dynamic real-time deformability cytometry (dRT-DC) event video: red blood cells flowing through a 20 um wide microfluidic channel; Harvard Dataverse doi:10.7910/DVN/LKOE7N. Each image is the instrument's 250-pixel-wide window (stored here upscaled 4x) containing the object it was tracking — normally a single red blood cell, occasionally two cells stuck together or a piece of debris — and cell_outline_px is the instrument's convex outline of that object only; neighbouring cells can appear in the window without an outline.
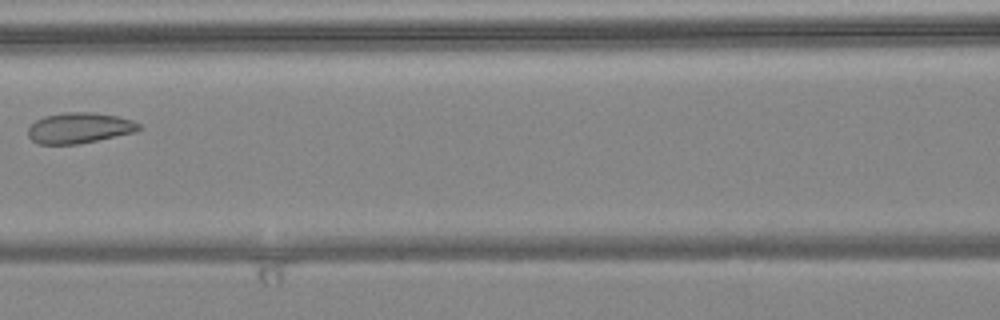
{"species": "common noctule bat (a hibernating species)", "species_latin": "Nyctalus noctula", "temperature_condition": "warm", "stored_images_in_passage": 8, "camera_frame_rate_fps": 3000, "um_per_image_px": 0.085, "animal": {"sex": "female", "body_mass_g": 24.6, "forearm_length_mm": 56.2}, "frame": {"image": 1, "passage_image": 7, "time_ms": 2.0, "image_size_px": [1000, 320], "cell_outline_px": [[144, 128], [136, 132], [76, 144], [40, 144], [32, 140], [28, 136], [28, 128], [36, 120], [44, 116], [64, 112], [92, 112], [116, 116], [132, 120], [140, 124]], "centroid_in_image_um": [6.76, 10.87], "position_along_channel_um": 159.8, "area_um2": 19.77}}
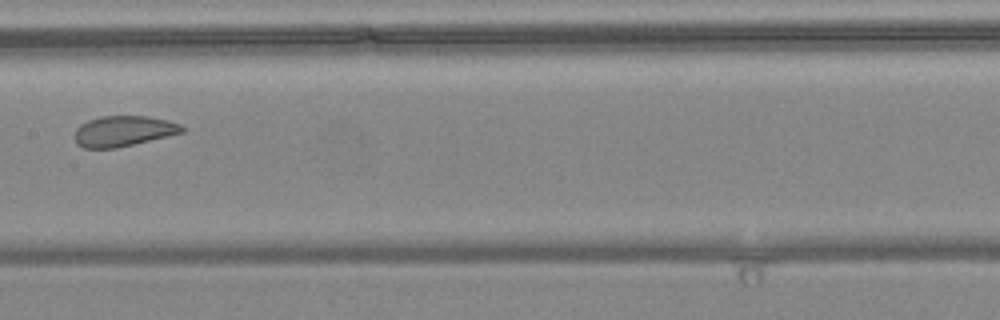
{"frame": {"image": 2, "passage_image": 8, "time_ms": 2.333, "image_size_px": [1000, 320], "cell_outline_px": [[184, 132], [116, 148], [84, 148], [76, 144], [76, 128], [80, 124], [88, 120], [104, 116], [148, 116], [168, 120], [180, 124], [184, 128]], "centroid_in_image_um": [10.49, 11.14], "position_along_channel_um": 196.9, "area_um2": 18.96}}